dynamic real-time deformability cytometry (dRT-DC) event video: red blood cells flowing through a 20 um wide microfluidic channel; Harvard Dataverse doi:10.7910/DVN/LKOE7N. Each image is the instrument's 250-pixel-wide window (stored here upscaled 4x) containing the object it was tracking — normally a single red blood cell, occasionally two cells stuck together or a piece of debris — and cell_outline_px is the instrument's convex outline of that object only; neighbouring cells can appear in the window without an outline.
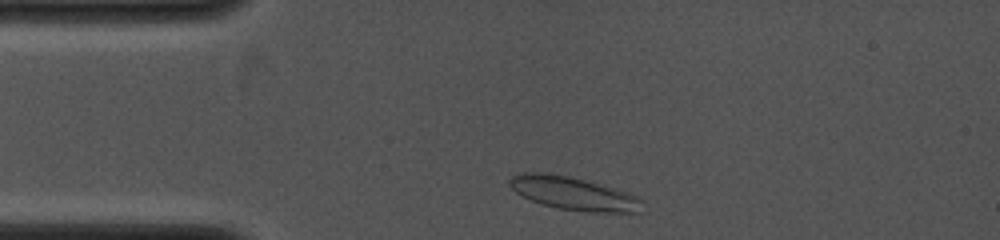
{"species": "common noctule bat (a hibernating species)", "species_latin": "Nyctalus noctula", "temperature_condition": "cold", "stored_images_in_passage": 13, "camera_frame_rate_fps": 4000, "um_per_image_px": 0.085, "animal": {"sex": "female", "body_mass_g": 19.0, "forearm_length_mm": 53.3}, "frame": {"image": 1, "passage_image": 1, "time_ms": 0.0, "image_size_px": [1000, 240], "cell_outline_px": [[640, 212], [588, 212], [560, 208], [544, 204], [532, 200], [516, 192], [508, 184], [508, 180], [512, 176], [524, 172], [544, 172], [568, 176], [616, 188], [640, 196]], "centroid_in_image_um": [48.74, 16.43], "position_along_channel_um": 36.3, "area_um2": 25.32}}
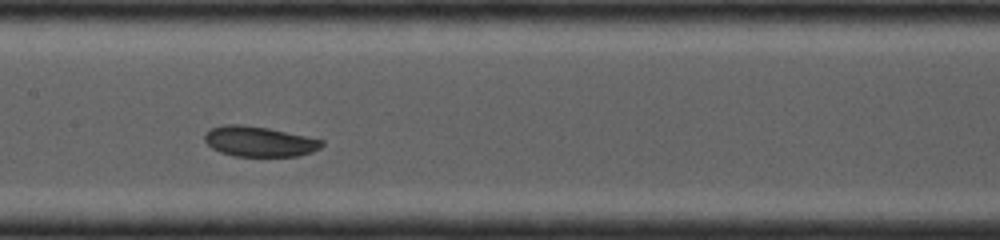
{"frame": {"image": 2, "passage_image": 9, "time_ms": 4.0, "image_size_px": [1000, 240], "cell_outline_px": [[324, 144], [320, 148], [312, 152], [300, 156], [232, 156], [220, 152], [212, 148], [204, 140], [204, 136], [212, 128], [224, 124], [240, 124], [268, 128], [324, 140]], "centroid_in_image_um": [22.05, 12.03], "position_along_channel_um": 185.4, "area_um2": 20.63}}
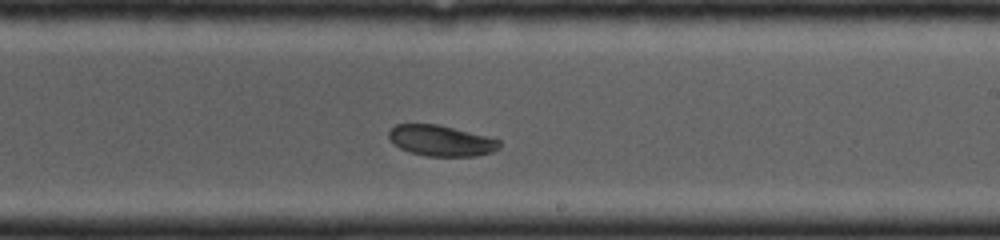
{"frame": {"image": 3, "passage_image": 12, "time_ms": 5.5, "image_size_px": [1000, 240], "cell_outline_px": [[500, 148], [492, 152], [476, 156], [424, 156], [408, 152], [400, 148], [388, 136], [388, 132], [396, 124], [436, 124], [488, 136], [500, 140]], "centroid_in_image_um": [37.51, 11.96], "position_along_channel_um": 251.5, "area_um2": 19.83}}